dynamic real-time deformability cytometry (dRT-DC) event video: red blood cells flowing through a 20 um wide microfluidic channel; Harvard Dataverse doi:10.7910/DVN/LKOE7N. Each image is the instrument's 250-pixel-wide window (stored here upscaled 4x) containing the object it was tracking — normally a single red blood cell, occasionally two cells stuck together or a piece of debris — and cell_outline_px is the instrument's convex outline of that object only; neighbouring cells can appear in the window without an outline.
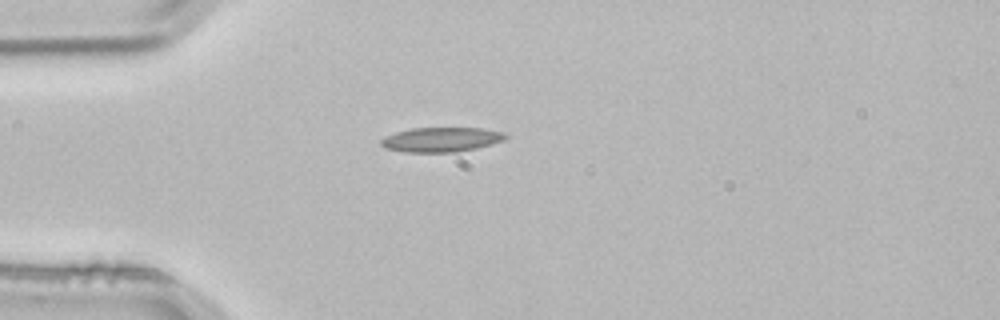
{"species": "common noctule bat (a hibernating species)", "species_latin": "Nyctalus noctula", "temperature_condition": "room temperature", "stored_images_in_passage": 1, "camera_frame_rate_fps": 3000, "um_per_image_px": 0.085, "animal": {"sex": "male", "body_mass_g": 21.5, "forearm_length_mm": 52.0}, "frame": {"image": 1, "passage_image": 1, "time_ms": 0.0, "image_size_px": [1000, 320], "cell_outline_px": [[508, 136], [504, 140], [492, 144], [476, 148], [456, 152], [404, 152], [384, 148], [380, 144], [380, 140], [384, 136], [396, 132], [412, 128], [484, 128], [504, 132]], "centroid_in_image_um": [37.5, 11.86], "position_along_channel_um": 47.5, "area_um2": 17.98}}